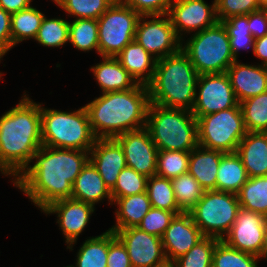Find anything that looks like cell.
Wrapping results in <instances>:
<instances>
[{
  "label": "cell",
  "mask_w": 267,
  "mask_h": 267,
  "mask_svg": "<svg viewBox=\"0 0 267 267\" xmlns=\"http://www.w3.org/2000/svg\"><path fill=\"white\" fill-rule=\"evenodd\" d=\"M259 257L228 246L223 240L216 243L212 267H258Z\"/></svg>",
  "instance_id": "obj_39"
},
{
  "label": "cell",
  "mask_w": 267,
  "mask_h": 267,
  "mask_svg": "<svg viewBox=\"0 0 267 267\" xmlns=\"http://www.w3.org/2000/svg\"><path fill=\"white\" fill-rule=\"evenodd\" d=\"M267 217L240 207L228 234L222 239L228 246L260 257Z\"/></svg>",
  "instance_id": "obj_15"
},
{
  "label": "cell",
  "mask_w": 267,
  "mask_h": 267,
  "mask_svg": "<svg viewBox=\"0 0 267 267\" xmlns=\"http://www.w3.org/2000/svg\"><path fill=\"white\" fill-rule=\"evenodd\" d=\"M141 15L116 0L98 19L99 56L116 57L134 40Z\"/></svg>",
  "instance_id": "obj_10"
},
{
  "label": "cell",
  "mask_w": 267,
  "mask_h": 267,
  "mask_svg": "<svg viewBox=\"0 0 267 267\" xmlns=\"http://www.w3.org/2000/svg\"><path fill=\"white\" fill-rule=\"evenodd\" d=\"M146 192L151 207L174 212L176 215L182 213L175 199L171 179L153 175L147 179Z\"/></svg>",
  "instance_id": "obj_31"
},
{
  "label": "cell",
  "mask_w": 267,
  "mask_h": 267,
  "mask_svg": "<svg viewBox=\"0 0 267 267\" xmlns=\"http://www.w3.org/2000/svg\"><path fill=\"white\" fill-rule=\"evenodd\" d=\"M198 76L189 57L181 49L157 60L154 76L147 85L150 103L191 111Z\"/></svg>",
  "instance_id": "obj_4"
},
{
  "label": "cell",
  "mask_w": 267,
  "mask_h": 267,
  "mask_svg": "<svg viewBox=\"0 0 267 267\" xmlns=\"http://www.w3.org/2000/svg\"><path fill=\"white\" fill-rule=\"evenodd\" d=\"M239 209L237 194L206 190L189 213L203 236L222 240L235 222Z\"/></svg>",
  "instance_id": "obj_9"
},
{
  "label": "cell",
  "mask_w": 267,
  "mask_h": 267,
  "mask_svg": "<svg viewBox=\"0 0 267 267\" xmlns=\"http://www.w3.org/2000/svg\"><path fill=\"white\" fill-rule=\"evenodd\" d=\"M197 120L198 145L224 153H234L246 135L240 104L219 112L200 116Z\"/></svg>",
  "instance_id": "obj_8"
},
{
  "label": "cell",
  "mask_w": 267,
  "mask_h": 267,
  "mask_svg": "<svg viewBox=\"0 0 267 267\" xmlns=\"http://www.w3.org/2000/svg\"><path fill=\"white\" fill-rule=\"evenodd\" d=\"M238 103L267 91V66L235 60L226 71Z\"/></svg>",
  "instance_id": "obj_20"
},
{
  "label": "cell",
  "mask_w": 267,
  "mask_h": 267,
  "mask_svg": "<svg viewBox=\"0 0 267 267\" xmlns=\"http://www.w3.org/2000/svg\"><path fill=\"white\" fill-rule=\"evenodd\" d=\"M88 161V151L42 145L32 158L33 165L12 182L42 211L54 201L71 198L72 185Z\"/></svg>",
  "instance_id": "obj_1"
},
{
  "label": "cell",
  "mask_w": 267,
  "mask_h": 267,
  "mask_svg": "<svg viewBox=\"0 0 267 267\" xmlns=\"http://www.w3.org/2000/svg\"><path fill=\"white\" fill-rule=\"evenodd\" d=\"M248 28L254 39L267 34V10L265 8L248 14Z\"/></svg>",
  "instance_id": "obj_47"
},
{
  "label": "cell",
  "mask_w": 267,
  "mask_h": 267,
  "mask_svg": "<svg viewBox=\"0 0 267 267\" xmlns=\"http://www.w3.org/2000/svg\"><path fill=\"white\" fill-rule=\"evenodd\" d=\"M3 74H4V73H2V72L0 71V79H1V77H2Z\"/></svg>",
  "instance_id": "obj_52"
},
{
  "label": "cell",
  "mask_w": 267,
  "mask_h": 267,
  "mask_svg": "<svg viewBox=\"0 0 267 267\" xmlns=\"http://www.w3.org/2000/svg\"><path fill=\"white\" fill-rule=\"evenodd\" d=\"M89 161L111 190L122 169L127 167L123 149L115 138L96 139L89 152Z\"/></svg>",
  "instance_id": "obj_19"
},
{
  "label": "cell",
  "mask_w": 267,
  "mask_h": 267,
  "mask_svg": "<svg viewBox=\"0 0 267 267\" xmlns=\"http://www.w3.org/2000/svg\"><path fill=\"white\" fill-rule=\"evenodd\" d=\"M34 40L48 48L62 47L69 41V21L60 18V16L51 19L44 16Z\"/></svg>",
  "instance_id": "obj_36"
},
{
  "label": "cell",
  "mask_w": 267,
  "mask_h": 267,
  "mask_svg": "<svg viewBox=\"0 0 267 267\" xmlns=\"http://www.w3.org/2000/svg\"><path fill=\"white\" fill-rule=\"evenodd\" d=\"M23 94L17 105L0 116V173L13 176L12 181L42 146L41 104Z\"/></svg>",
  "instance_id": "obj_2"
},
{
  "label": "cell",
  "mask_w": 267,
  "mask_h": 267,
  "mask_svg": "<svg viewBox=\"0 0 267 267\" xmlns=\"http://www.w3.org/2000/svg\"><path fill=\"white\" fill-rule=\"evenodd\" d=\"M261 8H264L267 5V0H257Z\"/></svg>",
  "instance_id": "obj_51"
},
{
  "label": "cell",
  "mask_w": 267,
  "mask_h": 267,
  "mask_svg": "<svg viewBox=\"0 0 267 267\" xmlns=\"http://www.w3.org/2000/svg\"><path fill=\"white\" fill-rule=\"evenodd\" d=\"M237 197L241 208L267 217V175L249 177Z\"/></svg>",
  "instance_id": "obj_30"
},
{
  "label": "cell",
  "mask_w": 267,
  "mask_h": 267,
  "mask_svg": "<svg viewBox=\"0 0 267 267\" xmlns=\"http://www.w3.org/2000/svg\"><path fill=\"white\" fill-rule=\"evenodd\" d=\"M44 14L32 5L26 9L11 14L12 46L28 39H35L44 19Z\"/></svg>",
  "instance_id": "obj_29"
},
{
  "label": "cell",
  "mask_w": 267,
  "mask_h": 267,
  "mask_svg": "<svg viewBox=\"0 0 267 267\" xmlns=\"http://www.w3.org/2000/svg\"><path fill=\"white\" fill-rule=\"evenodd\" d=\"M42 145L90 152L97 139L85 106L78 110L49 109L41 103Z\"/></svg>",
  "instance_id": "obj_6"
},
{
  "label": "cell",
  "mask_w": 267,
  "mask_h": 267,
  "mask_svg": "<svg viewBox=\"0 0 267 267\" xmlns=\"http://www.w3.org/2000/svg\"><path fill=\"white\" fill-rule=\"evenodd\" d=\"M113 204L118 206L115 210L116 224L109 228L113 232L137 227L151 208L147 192L117 198Z\"/></svg>",
  "instance_id": "obj_26"
},
{
  "label": "cell",
  "mask_w": 267,
  "mask_h": 267,
  "mask_svg": "<svg viewBox=\"0 0 267 267\" xmlns=\"http://www.w3.org/2000/svg\"><path fill=\"white\" fill-rule=\"evenodd\" d=\"M177 205L182 212H189L203 197L205 190L189 173L171 179Z\"/></svg>",
  "instance_id": "obj_34"
},
{
  "label": "cell",
  "mask_w": 267,
  "mask_h": 267,
  "mask_svg": "<svg viewBox=\"0 0 267 267\" xmlns=\"http://www.w3.org/2000/svg\"><path fill=\"white\" fill-rule=\"evenodd\" d=\"M107 267H132L125 245L110 229Z\"/></svg>",
  "instance_id": "obj_44"
},
{
  "label": "cell",
  "mask_w": 267,
  "mask_h": 267,
  "mask_svg": "<svg viewBox=\"0 0 267 267\" xmlns=\"http://www.w3.org/2000/svg\"><path fill=\"white\" fill-rule=\"evenodd\" d=\"M175 215L174 212L151 207L137 227L148 234L162 237Z\"/></svg>",
  "instance_id": "obj_42"
},
{
  "label": "cell",
  "mask_w": 267,
  "mask_h": 267,
  "mask_svg": "<svg viewBox=\"0 0 267 267\" xmlns=\"http://www.w3.org/2000/svg\"><path fill=\"white\" fill-rule=\"evenodd\" d=\"M146 128L158 150L190 152L198 146L197 120L190 110L150 103Z\"/></svg>",
  "instance_id": "obj_5"
},
{
  "label": "cell",
  "mask_w": 267,
  "mask_h": 267,
  "mask_svg": "<svg viewBox=\"0 0 267 267\" xmlns=\"http://www.w3.org/2000/svg\"><path fill=\"white\" fill-rule=\"evenodd\" d=\"M10 21L11 14L0 8V63L4 55L13 48Z\"/></svg>",
  "instance_id": "obj_46"
},
{
  "label": "cell",
  "mask_w": 267,
  "mask_h": 267,
  "mask_svg": "<svg viewBox=\"0 0 267 267\" xmlns=\"http://www.w3.org/2000/svg\"><path fill=\"white\" fill-rule=\"evenodd\" d=\"M94 211L95 207L91 204L67 198L52 202L41 212L46 215L57 214L56 223L63 232L67 249L72 251Z\"/></svg>",
  "instance_id": "obj_16"
},
{
  "label": "cell",
  "mask_w": 267,
  "mask_h": 267,
  "mask_svg": "<svg viewBox=\"0 0 267 267\" xmlns=\"http://www.w3.org/2000/svg\"><path fill=\"white\" fill-rule=\"evenodd\" d=\"M203 237L189 212L175 215L161 237L168 264L186 254Z\"/></svg>",
  "instance_id": "obj_18"
},
{
  "label": "cell",
  "mask_w": 267,
  "mask_h": 267,
  "mask_svg": "<svg viewBox=\"0 0 267 267\" xmlns=\"http://www.w3.org/2000/svg\"><path fill=\"white\" fill-rule=\"evenodd\" d=\"M237 104L238 101L226 72L198 76L195 101L191 110L196 119L233 108Z\"/></svg>",
  "instance_id": "obj_12"
},
{
  "label": "cell",
  "mask_w": 267,
  "mask_h": 267,
  "mask_svg": "<svg viewBox=\"0 0 267 267\" xmlns=\"http://www.w3.org/2000/svg\"><path fill=\"white\" fill-rule=\"evenodd\" d=\"M148 177L134 169L125 167L118 175L115 186L111 189L113 202L120 197L146 192Z\"/></svg>",
  "instance_id": "obj_41"
},
{
  "label": "cell",
  "mask_w": 267,
  "mask_h": 267,
  "mask_svg": "<svg viewBox=\"0 0 267 267\" xmlns=\"http://www.w3.org/2000/svg\"><path fill=\"white\" fill-rule=\"evenodd\" d=\"M219 239L204 236L170 267H212L213 252Z\"/></svg>",
  "instance_id": "obj_38"
},
{
  "label": "cell",
  "mask_w": 267,
  "mask_h": 267,
  "mask_svg": "<svg viewBox=\"0 0 267 267\" xmlns=\"http://www.w3.org/2000/svg\"><path fill=\"white\" fill-rule=\"evenodd\" d=\"M168 16L177 37L185 41L183 35L200 32L218 22L216 0L212 1L211 5L205 0H174Z\"/></svg>",
  "instance_id": "obj_13"
},
{
  "label": "cell",
  "mask_w": 267,
  "mask_h": 267,
  "mask_svg": "<svg viewBox=\"0 0 267 267\" xmlns=\"http://www.w3.org/2000/svg\"><path fill=\"white\" fill-rule=\"evenodd\" d=\"M116 236L125 245L132 267H169L161 237L148 234L138 227L119 229Z\"/></svg>",
  "instance_id": "obj_14"
},
{
  "label": "cell",
  "mask_w": 267,
  "mask_h": 267,
  "mask_svg": "<svg viewBox=\"0 0 267 267\" xmlns=\"http://www.w3.org/2000/svg\"><path fill=\"white\" fill-rule=\"evenodd\" d=\"M102 59L90 68L102 94L125 91L138 85L115 57H102Z\"/></svg>",
  "instance_id": "obj_24"
},
{
  "label": "cell",
  "mask_w": 267,
  "mask_h": 267,
  "mask_svg": "<svg viewBox=\"0 0 267 267\" xmlns=\"http://www.w3.org/2000/svg\"><path fill=\"white\" fill-rule=\"evenodd\" d=\"M83 52L95 50L99 54L98 23L96 19H75L69 22V41Z\"/></svg>",
  "instance_id": "obj_32"
},
{
  "label": "cell",
  "mask_w": 267,
  "mask_h": 267,
  "mask_svg": "<svg viewBox=\"0 0 267 267\" xmlns=\"http://www.w3.org/2000/svg\"><path fill=\"white\" fill-rule=\"evenodd\" d=\"M121 145L127 167L146 177L156 175L158 149L146 127L115 137Z\"/></svg>",
  "instance_id": "obj_17"
},
{
  "label": "cell",
  "mask_w": 267,
  "mask_h": 267,
  "mask_svg": "<svg viewBox=\"0 0 267 267\" xmlns=\"http://www.w3.org/2000/svg\"><path fill=\"white\" fill-rule=\"evenodd\" d=\"M239 104L247 132H267V91Z\"/></svg>",
  "instance_id": "obj_33"
},
{
  "label": "cell",
  "mask_w": 267,
  "mask_h": 267,
  "mask_svg": "<svg viewBox=\"0 0 267 267\" xmlns=\"http://www.w3.org/2000/svg\"><path fill=\"white\" fill-rule=\"evenodd\" d=\"M32 0H0V8L6 12L14 14L32 5Z\"/></svg>",
  "instance_id": "obj_48"
},
{
  "label": "cell",
  "mask_w": 267,
  "mask_h": 267,
  "mask_svg": "<svg viewBox=\"0 0 267 267\" xmlns=\"http://www.w3.org/2000/svg\"><path fill=\"white\" fill-rule=\"evenodd\" d=\"M141 16L168 14L174 0H122Z\"/></svg>",
  "instance_id": "obj_45"
},
{
  "label": "cell",
  "mask_w": 267,
  "mask_h": 267,
  "mask_svg": "<svg viewBox=\"0 0 267 267\" xmlns=\"http://www.w3.org/2000/svg\"><path fill=\"white\" fill-rule=\"evenodd\" d=\"M261 9L257 0H216V16L218 22L232 16L248 15Z\"/></svg>",
  "instance_id": "obj_43"
},
{
  "label": "cell",
  "mask_w": 267,
  "mask_h": 267,
  "mask_svg": "<svg viewBox=\"0 0 267 267\" xmlns=\"http://www.w3.org/2000/svg\"><path fill=\"white\" fill-rule=\"evenodd\" d=\"M181 50L189 57L198 74L225 73L236 60L227 31L221 22L193 33Z\"/></svg>",
  "instance_id": "obj_7"
},
{
  "label": "cell",
  "mask_w": 267,
  "mask_h": 267,
  "mask_svg": "<svg viewBox=\"0 0 267 267\" xmlns=\"http://www.w3.org/2000/svg\"><path fill=\"white\" fill-rule=\"evenodd\" d=\"M230 39L233 56L238 60L240 50H248L254 47V37L248 28V15L232 16L221 21Z\"/></svg>",
  "instance_id": "obj_35"
},
{
  "label": "cell",
  "mask_w": 267,
  "mask_h": 267,
  "mask_svg": "<svg viewBox=\"0 0 267 267\" xmlns=\"http://www.w3.org/2000/svg\"><path fill=\"white\" fill-rule=\"evenodd\" d=\"M116 0H56L54 3L75 19H98Z\"/></svg>",
  "instance_id": "obj_37"
},
{
  "label": "cell",
  "mask_w": 267,
  "mask_h": 267,
  "mask_svg": "<svg viewBox=\"0 0 267 267\" xmlns=\"http://www.w3.org/2000/svg\"><path fill=\"white\" fill-rule=\"evenodd\" d=\"M72 199L91 204L102 202L104 199L113 204L111 190L104 183L97 169L88 161L72 185Z\"/></svg>",
  "instance_id": "obj_21"
},
{
  "label": "cell",
  "mask_w": 267,
  "mask_h": 267,
  "mask_svg": "<svg viewBox=\"0 0 267 267\" xmlns=\"http://www.w3.org/2000/svg\"><path fill=\"white\" fill-rule=\"evenodd\" d=\"M252 53L261 60V65L267 66V34L254 40Z\"/></svg>",
  "instance_id": "obj_49"
},
{
  "label": "cell",
  "mask_w": 267,
  "mask_h": 267,
  "mask_svg": "<svg viewBox=\"0 0 267 267\" xmlns=\"http://www.w3.org/2000/svg\"><path fill=\"white\" fill-rule=\"evenodd\" d=\"M149 104L148 87L138 84L125 91L103 93L85 108L92 132L100 139L146 127Z\"/></svg>",
  "instance_id": "obj_3"
},
{
  "label": "cell",
  "mask_w": 267,
  "mask_h": 267,
  "mask_svg": "<svg viewBox=\"0 0 267 267\" xmlns=\"http://www.w3.org/2000/svg\"><path fill=\"white\" fill-rule=\"evenodd\" d=\"M134 40L157 60L176 54L181 49V40L168 14L141 16Z\"/></svg>",
  "instance_id": "obj_11"
},
{
  "label": "cell",
  "mask_w": 267,
  "mask_h": 267,
  "mask_svg": "<svg viewBox=\"0 0 267 267\" xmlns=\"http://www.w3.org/2000/svg\"><path fill=\"white\" fill-rule=\"evenodd\" d=\"M248 179L240 156L236 152L224 153L216 176V190L237 194Z\"/></svg>",
  "instance_id": "obj_27"
},
{
  "label": "cell",
  "mask_w": 267,
  "mask_h": 267,
  "mask_svg": "<svg viewBox=\"0 0 267 267\" xmlns=\"http://www.w3.org/2000/svg\"><path fill=\"white\" fill-rule=\"evenodd\" d=\"M224 152L197 146L190 151L188 173L206 190H216V176Z\"/></svg>",
  "instance_id": "obj_25"
},
{
  "label": "cell",
  "mask_w": 267,
  "mask_h": 267,
  "mask_svg": "<svg viewBox=\"0 0 267 267\" xmlns=\"http://www.w3.org/2000/svg\"><path fill=\"white\" fill-rule=\"evenodd\" d=\"M259 258H260V260L264 258L267 261V228L265 231L263 246H262L261 254H260Z\"/></svg>",
  "instance_id": "obj_50"
},
{
  "label": "cell",
  "mask_w": 267,
  "mask_h": 267,
  "mask_svg": "<svg viewBox=\"0 0 267 267\" xmlns=\"http://www.w3.org/2000/svg\"><path fill=\"white\" fill-rule=\"evenodd\" d=\"M109 229L99 236L89 237L78 250L76 263L65 267H107Z\"/></svg>",
  "instance_id": "obj_28"
},
{
  "label": "cell",
  "mask_w": 267,
  "mask_h": 267,
  "mask_svg": "<svg viewBox=\"0 0 267 267\" xmlns=\"http://www.w3.org/2000/svg\"><path fill=\"white\" fill-rule=\"evenodd\" d=\"M138 84L148 85L154 76L157 59L135 40L115 57Z\"/></svg>",
  "instance_id": "obj_23"
},
{
  "label": "cell",
  "mask_w": 267,
  "mask_h": 267,
  "mask_svg": "<svg viewBox=\"0 0 267 267\" xmlns=\"http://www.w3.org/2000/svg\"><path fill=\"white\" fill-rule=\"evenodd\" d=\"M190 152L158 150L156 175L172 179L188 173Z\"/></svg>",
  "instance_id": "obj_40"
},
{
  "label": "cell",
  "mask_w": 267,
  "mask_h": 267,
  "mask_svg": "<svg viewBox=\"0 0 267 267\" xmlns=\"http://www.w3.org/2000/svg\"><path fill=\"white\" fill-rule=\"evenodd\" d=\"M236 153L249 177L267 175V132H247Z\"/></svg>",
  "instance_id": "obj_22"
}]
</instances>
